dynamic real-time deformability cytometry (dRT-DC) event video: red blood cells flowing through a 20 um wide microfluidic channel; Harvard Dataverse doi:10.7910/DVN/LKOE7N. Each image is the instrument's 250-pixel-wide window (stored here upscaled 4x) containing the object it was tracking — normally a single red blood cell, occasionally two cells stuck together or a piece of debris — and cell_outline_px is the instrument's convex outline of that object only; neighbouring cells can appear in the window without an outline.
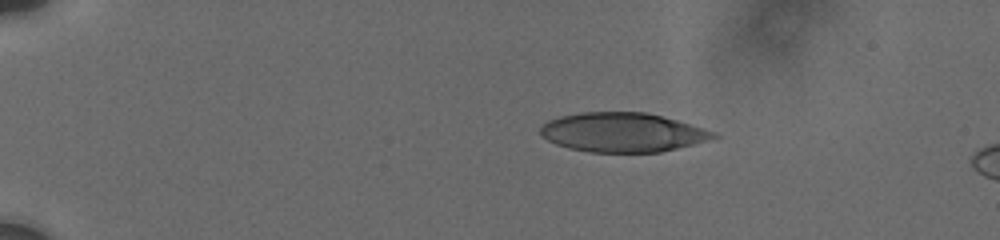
{"species": "human", "species_latin": "Homo sapiens", "temperature_condition": "cold", "stored_images_in_passage": 9, "camera_frame_rate_fps": 3000, "um_per_image_px": 0.085, "donor": {"sex": "male"}, "frame": {"image": 1, "passage_image": 1, "time_ms": 0.0, "image_size_px": [1000, 240], "cell_outline_px": [[720, 136], [692, 144], [660, 152], [592, 152], [568, 148], [556, 144], [548, 140], [540, 132], [540, 128], [548, 120], [560, 116], [580, 112], [644, 112], [676, 120], [716, 132]], "centroid_in_image_um": [52.89, 11.25], "position_along_channel_um": 32.1, "area_um2": 39.19}}
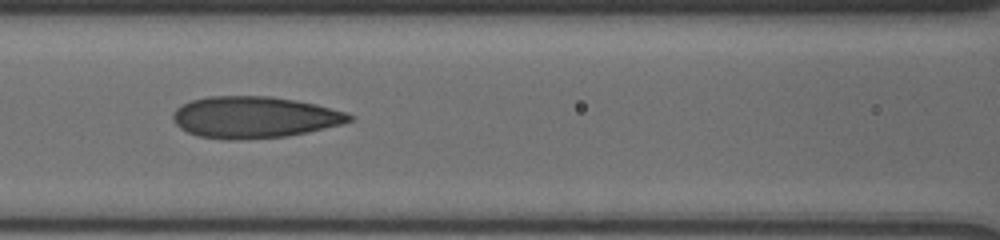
{"frame": {"image": 2, "passage_image": 7, "time_ms": 5.333, "image_size_px": [1000, 240], "cell_outline_px": [[356, 116], [352, 120], [340, 124], [308, 132], [288, 136], [236, 140], [224, 140], [200, 136], [188, 132], [180, 128], [172, 120], [172, 116], [176, 108], [192, 100], [208, 96], [272, 96], [296, 100], [316, 104], [348, 112]], "centroid_in_image_um": [21.63, 9.96], "position_along_channel_um": 145.0, "area_um2": 42.89}}
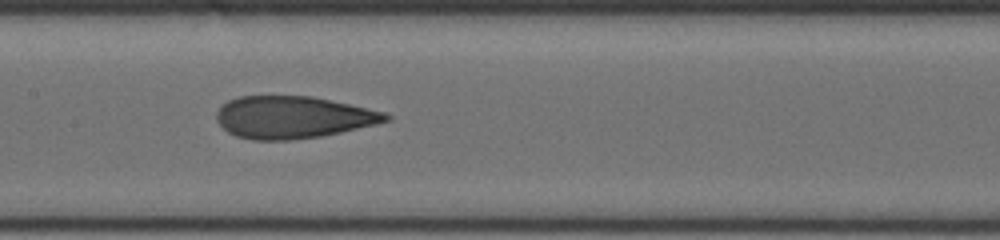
{"frame": {"image": 3, "passage_image": 8, "time_ms": 6.333, "image_size_px": [1000, 240], "cell_outline_px": [[392, 120], [376, 124], [340, 132], [320, 136], [288, 140], [252, 140], [236, 136], [228, 132], [216, 120], [216, 112], [228, 100], [240, 96], [312, 96], [384, 112], [392, 116]], "centroid_in_image_um": [24.89, 9.97], "position_along_channel_um": 182.5, "area_um2": 41.38}}